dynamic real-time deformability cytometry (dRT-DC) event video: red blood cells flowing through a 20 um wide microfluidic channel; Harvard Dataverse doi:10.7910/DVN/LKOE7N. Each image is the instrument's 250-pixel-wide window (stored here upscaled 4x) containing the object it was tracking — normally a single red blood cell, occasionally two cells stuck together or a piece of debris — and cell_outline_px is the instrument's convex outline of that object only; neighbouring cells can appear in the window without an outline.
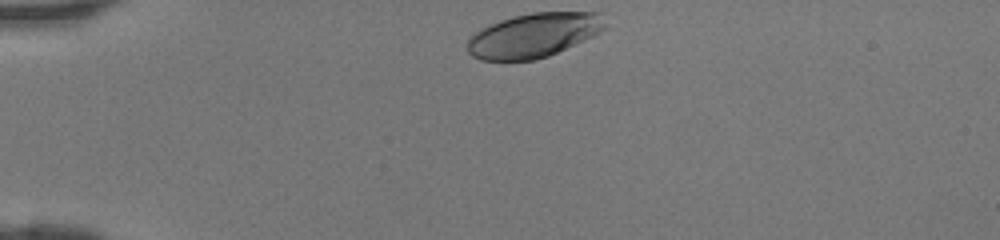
{"species": "human", "species_latin": "Homo sapiens", "temperature_condition": "room temperature", "stored_images_in_passage": 30, "camera_frame_rate_fps": 3000, "um_per_image_px": 0.085, "donor": {"sex": "female"}, "frame": {"image": 1, "passage_image": 1, "time_ms": 0.0, "image_size_px": [1000, 240], "cell_outline_px": [[608, 24], [600, 32], [584, 40], [548, 56], [532, 60], [480, 60], [472, 56], [468, 52], [468, 40], [476, 32], [500, 20], [512, 16], [532, 12], [600, 12]], "centroid_in_image_um": [45.4, 2.98], "position_along_channel_um": 39.6, "area_um2": 35.32}}
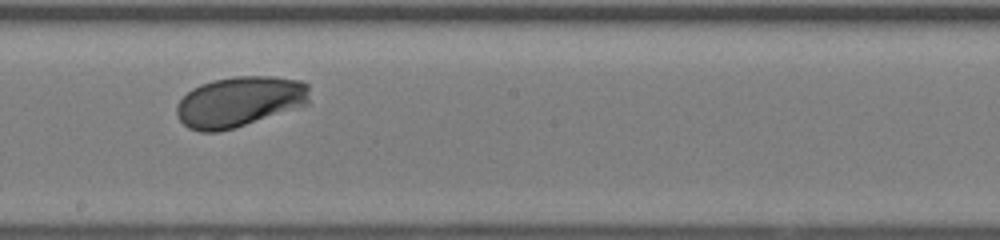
{"frame": {"image": 2, "passage_image": 17, "time_ms": 5.333, "image_size_px": [1000, 240], "cell_outline_px": [[308, 104], [220, 132], [200, 132], [188, 128], [176, 116], [176, 104], [192, 88], [200, 84], [212, 80], [236, 76], [272, 76], [300, 80], [308, 84]], "centroid_in_image_um": [20.32, 8.63], "position_along_channel_um": 227.9, "area_um2": 38.96}}
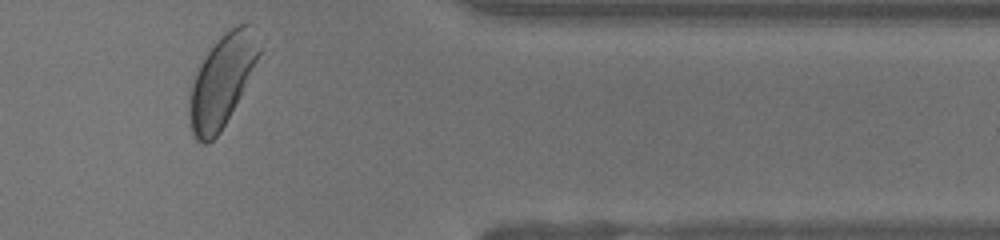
{"frame": {"image": 3, "passage_image": 29, "time_ms": 9.333, "image_size_px": [1000, 240], "cell_outline_px": [[264, 52], [240, 96], [220, 132], [208, 144], [204, 144], [196, 140], [192, 132], [188, 116], [188, 108], [192, 84], [200, 64], [204, 56], [236, 24], [248, 24], [264, 48]], "centroid_in_image_um": [18.9, 6.89], "position_along_channel_um": 392.5, "area_um2": 36.88}}